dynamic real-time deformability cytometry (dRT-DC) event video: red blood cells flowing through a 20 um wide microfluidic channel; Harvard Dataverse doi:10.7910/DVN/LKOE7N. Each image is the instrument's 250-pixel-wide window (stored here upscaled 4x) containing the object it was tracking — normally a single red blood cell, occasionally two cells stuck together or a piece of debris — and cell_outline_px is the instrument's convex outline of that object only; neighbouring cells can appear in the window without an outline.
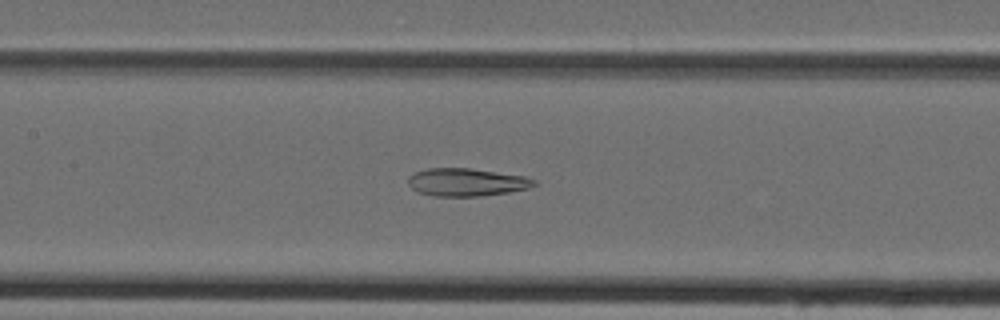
{"species": "Egyptian fruit bat (a non-hibernating species)", "species_latin": "Rousettus aegyptiacus", "temperature_condition": "cold", "stored_images_in_passage": 40, "camera_frame_rate_fps": 3000, "um_per_image_px": 0.085, "animal": {"sex": "female"}, "frame": {"image": 1, "passage_image": 15, "time_ms": 4.667, "image_size_px": [1000, 320], "cell_outline_px": [[540, 184], [528, 188], [508, 192], [480, 196], [432, 196], [416, 192], [408, 184], [408, 176], [416, 172], [428, 168], [472, 168], [524, 176], [536, 180]], "centroid_in_image_um": [39.66, 15.49], "position_along_channel_um": 167.7, "area_um2": 20.58}}
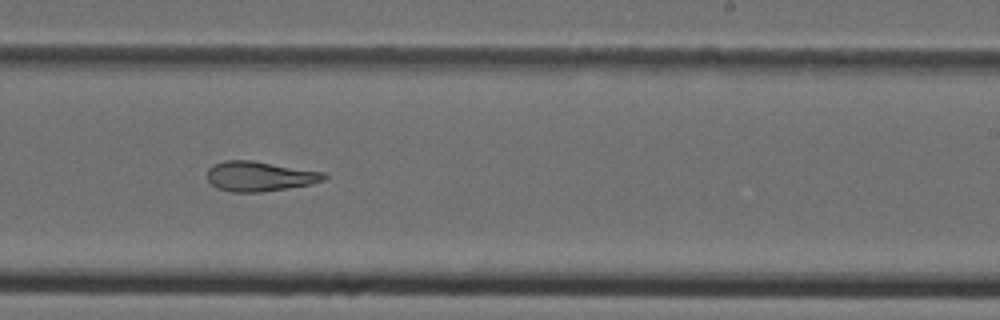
{"frame": {"image": 2, "passage_image": 22, "time_ms": 7.0, "image_size_px": [1000, 320], "cell_outline_px": [[328, 176], [324, 180], [312, 184], [264, 192], [232, 192], [216, 188], [208, 180], [208, 168], [224, 160], [252, 160], [324, 172]], "centroid_in_image_um": [22.08, 14.99], "position_along_channel_um": 266.9, "area_um2": 20.4}}
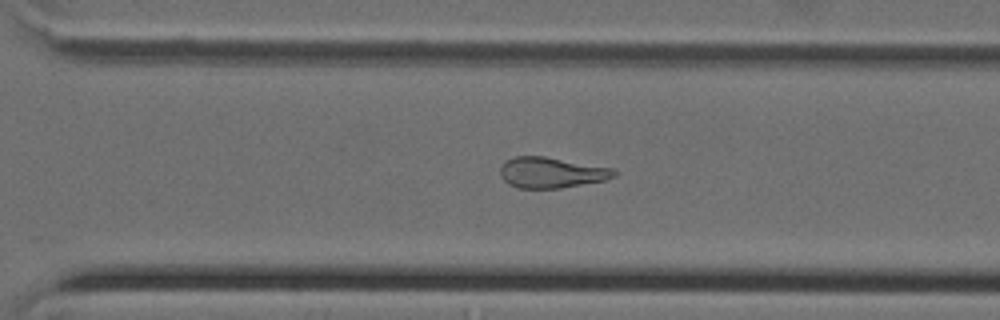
{"frame": {"image": 3, "passage_image": 26, "time_ms": 8.333, "image_size_px": [1000, 320], "cell_outline_px": [[620, 172], [616, 176], [604, 180], [560, 188], [520, 188], [508, 184], [500, 176], [500, 168], [504, 160], [512, 156], [544, 156], [612, 168]], "centroid_in_image_um": [46.84, 14.66], "position_along_channel_um": 323.8, "area_um2": 20.46}}